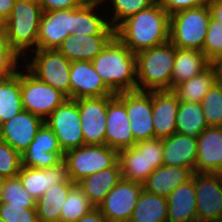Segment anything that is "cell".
Returning <instances> with one entry per match:
<instances>
[{
	"mask_svg": "<svg viewBox=\"0 0 222 222\" xmlns=\"http://www.w3.org/2000/svg\"><path fill=\"white\" fill-rule=\"evenodd\" d=\"M170 15L156 0L151 6L123 21L115 36L133 54L169 42Z\"/></svg>",
	"mask_w": 222,
	"mask_h": 222,
	"instance_id": "6da1fadb",
	"label": "cell"
},
{
	"mask_svg": "<svg viewBox=\"0 0 222 222\" xmlns=\"http://www.w3.org/2000/svg\"><path fill=\"white\" fill-rule=\"evenodd\" d=\"M91 62L114 94L137 90L136 54L116 36Z\"/></svg>",
	"mask_w": 222,
	"mask_h": 222,
	"instance_id": "7a4b0ae2",
	"label": "cell"
},
{
	"mask_svg": "<svg viewBox=\"0 0 222 222\" xmlns=\"http://www.w3.org/2000/svg\"><path fill=\"white\" fill-rule=\"evenodd\" d=\"M42 13L38 2L16 0L11 15L0 25L10 46L21 57H27V52L37 50Z\"/></svg>",
	"mask_w": 222,
	"mask_h": 222,
	"instance_id": "3957f363",
	"label": "cell"
},
{
	"mask_svg": "<svg viewBox=\"0 0 222 222\" xmlns=\"http://www.w3.org/2000/svg\"><path fill=\"white\" fill-rule=\"evenodd\" d=\"M176 46L170 41L136 54L137 90H171Z\"/></svg>",
	"mask_w": 222,
	"mask_h": 222,
	"instance_id": "277c9868",
	"label": "cell"
},
{
	"mask_svg": "<svg viewBox=\"0 0 222 222\" xmlns=\"http://www.w3.org/2000/svg\"><path fill=\"white\" fill-rule=\"evenodd\" d=\"M118 160L123 179L144 184L154 170L164 165L162 139L136 142L134 146L120 150Z\"/></svg>",
	"mask_w": 222,
	"mask_h": 222,
	"instance_id": "5b68a950",
	"label": "cell"
},
{
	"mask_svg": "<svg viewBox=\"0 0 222 222\" xmlns=\"http://www.w3.org/2000/svg\"><path fill=\"white\" fill-rule=\"evenodd\" d=\"M210 17L208 5L172 14L169 41L179 49H196L203 52Z\"/></svg>",
	"mask_w": 222,
	"mask_h": 222,
	"instance_id": "8992f818",
	"label": "cell"
},
{
	"mask_svg": "<svg viewBox=\"0 0 222 222\" xmlns=\"http://www.w3.org/2000/svg\"><path fill=\"white\" fill-rule=\"evenodd\" d=\"M31 53V60L23 58V64L28 61L24 67L38 80L71 98V62L58 49H37Z\"/></svg>",
	"mask_w": 222,
	"mask_h": 222,
	"instance_id": "52a82bcc",
	"label": "cell"
},
{
	"mask_svg": "<svg viewBox=\"0 0 222 222\" xmlns=\"http://www.w3.org/2000/svg\"><path fill=\"white\" fill-rule=\"evenodd\" d=\"M63 161L69 179L77 184L93 173L112 167L118 161V151L106 144H84L66 151Z\"/></svg>",
	"mask_w": 222,
	"mask_h": 222,
	"instance_id": "ba28073f",
	"label": "cell"
},
{
	"mask_svg": "<svg viewBox=\"0 0 222 222\" xmlns=\"http://www.w3.org/2000/svg\"><path fill=\"white\" fill-rule=\"evenodd\" d=\"M67 98L61 91L38 80L27 69L21 70V99L24 110L46 120Z\"/></svg>",
	"mask_w": 222,
	"mask_h": 222,
	"instance_id": "9c48e42d",
	"label": "cell"
},
{
	"mask_svg": "<svg viewBox=\"0 0 222 222\" xmlns=\"http://www.w3.org/2000/svg\"><path fill=\"white\" fill-rule=\"evenodd\" d=\"M79 106L76 99L67 98L44 123L54 132L65 153L84 145Z\"/></svg>",
	"mask_w": 222,
	"mask_h": 222,
	"instance_id": "30bf717a",
	"label": "cell"
},
{
	"mask_svg": "<svg viewBox=\"0 0 222 222\" xmlns=\"http://www.w3.org/2000/svg\"><path fill=\"white\" fill-rule=\"evenodd\" d=\"M196 190L197 222L222 219L221 173H193Z\"/></svg>",
	"mask_w": 222,
	"mask_h": 222,
	"instance_id": "8fae6325",
	"label": "cell"
},
{
	"mask_svg": "<svg viewBox=\"0 0 222 222\" xmlns=\"http://www.w3.org/2000/svg\"><path fill=\"white\" fill-rule=\"evenodd\" d=\"M124 104L135 142L154 138L152 91H128L115 94Z\"/></svg>",
	"mask_w": 222,
	"mask_h": 222,
	"instance_id": "7c38bea8",
	"label": "cell"
},
{
	"mask_svg": "<svg viewBox=\"0 0 222 222\" xmlns=\"http://www.w3.org/2000/svg\"><path fill=\"white\" fill-rule=\"evenodd\" d=\"M143 184L122 179L98 205L107 222H129Z\"/></svg>",
	"mask_w": 222,
	"mask_h": 222,
	"instance_id": "4fadbf2b",
	"label": "cell"
},
{
	"mask_svg": "<svg viewBox=\"0 0 222 222\" xmlns=\"http://www.w3.org/2000/svg\"><path fill=\"white\" fill-rule=\"evenodd\" d=\"M21 158L24 167L46 169L62 163L64 152L54 132L44 123Z\"/></svg>",
	"mask_w": 222,
	"mask_h": 222,
	"instance_id": "5bb4252c",
	"label": "cell"
},
{
	"mask_svg": "<svg viewBox=\"0 0 222 222\" xmlns=\"http://www.w3.org/2000/svg\"><path fill=\"white\" fill-rule=\"evenodd\" d=\"M114 95L76 99L84 144L104 145L108 102Z\"/></svg>",
	"mask_w": 222,
	"mask_h": 222,
	"instance_id": "9a60e30c",
	"label": "cell"
},
{
	"mask_svg": "<svg viewBox=\"0 0 222 222\" xmlns=\"http://www.w3.org/2000/svg\"><path fill=\"white\" fill-rule=\"evenodd\" d=\"M71 34H74V8L43 12L37 49H58Z\"/></svg>",
	"mask_w": 222,
	"mask_h": 222,
	"instance_id": "2e32d148",
	"label": "cell"
},
{
	"mask_svg": "<svg viewBox=\"0 0 222 222\" xmlns=\"http://www.w3.org/2000/svg\"><path fill=\"white\" fill-rule=\"evenodd\" d=\"M43 124L41 117L23 110L0 125V139L22 155Z\"/></svg>",
	"mask_w": 222,
	"mask_h": 222,
	"instance_id": "e0dca14e",
	"label": "cell"
},
{
	"mask_svg": "<svg viewBox=\"0 0 222 222\" xmlns=\"http://www.w3.org/2000/svg\"><path fill=\"white\" fill-rule=\"evenodd\" d=\"M105 144L118 152L136 144L125 104L114 95L108 102Z\"/></svg>",
	"mask_w": 222,
	"mask_h": 222,
	"instance_id": "ac0fdd59",
	"label": "cell"
},
{
	"mask_svg": "<svg viewBox=\"0 0 222 222\" xmlns=\"http://www.w3.org/2000/svg\"><path fill=\"white\" fill-rule=\"evenodd\" d=\"M71 99L115 95L95 71L91 61H74L70 66Z\"/></svg>",
	"mask_w": 222,
	"mask_h": 222,
	"instance_id": "d6986e66",
	"label": "cell"
},
{
	"mask_svg": "<svg viewBox=\"0 0 222 222\" xmlns=\"http://www.w3.org/2000/svg\"><path fill=\"white\" fill-rule=\"evenodd\" d=\"M195 173H222V127L209 126L197 137Z\"/></svg>",
	"mask_w": 222,
	"mask_h": 222,
	"instance_id": "ffe728a7",
	"label": "cell"
},
{
	"mask_svg": "<svg viewBox=\"0 0 222 222\" xmlns=\"http://www.w3.org/2000/svg\"><path fill=\"white\" fill-rule=\"evenodd\" d=\"M180 101L172 90L152 91L154 138H167L176 133Z\"/></svg>",
	"mask_w": 222,
	"mask_h": 222,
	"instance_id": "44dd1931",
	"label": "cell"
},
{
	"mask_svg": "<svg viewBox=\"0 0 222 222\" xmlns=\"http://www.w3.org/2000/svg\"><path fill=\"white\" fill-rule=\"evenodd\" d=\"M17 176L24 189L36 201L56 184L66 183L69 180L64 161L57 166L46 169H35L22 166Z\"/></svg>",
	"mask_w": 222,
	"mask_h": 222,
	"instance_id": "7402d4cb",
	"label": "cell"
},
{
	"mask_svg": "<svg viewBox=\"0 0 222 222\" xmlns=\"http://www.w3.org/2000/svg\"><path fill=\"white\" fill-rule=\"evenodd\" d=\"M115 37V35L71 34L58 47L70 61H92Z\"/></svg>",
	"mask_w": 222,
	"mask_h": 222,
	"instance_id": "603a6c76",
	"label": "cell"
},
{
	"mask_svg": "<svg viewBox=\"0 0 222 222\" xmlns=\"http://www.w3.org/2000/svg\"><path fill=\"white\" fill-rule=\"evenodd\" d=\"M162 142L164 165L188 168L195 172L197 138L176 132L163 138Z\"/></svg>",
	"mask_w": 222,
	"mask_h": 222,
	"instance_id": "cb8c5ba5",
	"label": "cell"
},
{
	"mask_svg": "<svg viewBox=\"0 0 222 222\" xmlns=\"http://www.w3.org/2000/svg\"><path fill=\"white\" fill-rule=\"evenodd\" d=\"M166 199L167 222H197L196 190L193 178L178 186Z\"/></svg>",
	"mask_w": 222,
	"mask_h": 222,
	"instance_id": "d4e9b609",
	"label": "cell"
},
{
	"mask_svg": "<svg viewBox=\"0 0 222 222\" xmlns=\"http://www.w3.org/2000/svg\"><path fill=\"white\" fill-rule=\"evenodd\" d=\"M119 160L112 166L93 173L78 182L88 200L95 206L104 200L107 194L122 180Z\"/></svg>",
	"mask_w": 222,
	"mask_h": 222,
	"instance_id": "484cf974",
	"label": "cell"
},
{
	"mask_svg": "<svg viewBox=\"0 0 222 222\" xmlns=\"http://www.w3.org/2000/svg\"><path fill=\"white\" fill-rule=\"evenodd\" d=\"M193 173L188 168L161 165L150 174L143 189L167 198L178 186L190 180Z\"/></svg>",
	"mask_w": 222,
	"mask_h": 222,
	"instance_id": "4316f807",
	"label": "cell"
},
{
	"mask_svg": "<svg viewBox=\"0 0 222 222\" xmlns=\"http://www.w3.org/2000/svg\"><path fill=\"white\" fill-rule=\"evenodd\" d=\"M210 66L202 51L176 47L175 62L171 75V90L179 83L200 75Z\"/></svg>",
	"mask_w": 222,
	"mask_h": 222,
	"instance_id": "83f0119b",
	"label": "cell"
},
{
	"mask_svg": "<svg viewBox=\"0 0 222 222\" xmlns=\"http://www.w3.org/2000/svg\"><path fill=\"white\" fill-rule=\"evenodd\" d=\"M75 185L70 179L56 184L36 201L38 222H60V212L70 189Z\"/></svg>",
	"mask_w": 222,
	"mask_h": 222,
	"instance_id": "f1b7e54d",
	"label": "cell"
},
{
	"mask_svg": "<svg viewBox=\"0 0 222 222\" xmlns=\"http://www.w3.org/2000/svg\"><path fill=\"white\" fill-rule=\"evenodd\" d=\"M23 110L20 69L12 76L0 78V125Z\"/></svg>",
	"mask_w": 222,
	"mask_h": 222,
	"instance_id": "f546056e",
	"label": "cell"
},
{
	"mask_svg": "<svg viewBox=\"0 0 222 222\" xmlns=\"http://www.w3.org/2000/svg\"><path fill=\"white\" fill-rule=\"evenodd\" d=\"M166 197L142 190L129 222H167Z\"/></svg>",
	"mask_w": 222,
	"mask_h": 222,
	"instance_id": "4dcf8cb0",
	"label": "cell"
},
{
	"mask_svg": "<svg viewBox=\"0 0 222 222\" xmlns=\"http://www.w3.org/2000/svg\"><path fill=\"white\" fill-rule=\"evenodd\" d=\"M97 9L99 8L86 6L74 8V34L115 35V29L109 24L108 16L104 18V15L97 13Z\"/></svg>",
	"mask_w": 222,
	"mask_h": 222,
	"instance_id": "1f68e13d",
	"label": "cell"
},
{
	"mask_svg": "<svg viewBox=\"0 0 222 222\" xmlns=\"http://www.w3.org/2000/svg\"><path fill=\"white\" fill-rule=\"evenodd\" d=\"M209 127L204 116L201 103L180 101L176 117V132L191 138Z\"/></svg>",
	"mask_w": 222,
	"mask_h": 222,
	"instance_id": "d6a6232c",
	"label": "cell"
},
{
	"mask_svg": "<svg viewBox=\"0 0 222 222\" xmlns=\"http://www.w3.org/2000/svg\"><path fill=\"white\" fill-rule=\"evenodd\" d=\"M215 83L214 71L209 66L200 75L176 85L172 91L177 95L179 101L201 103L204 96Z\"/></svg>",
	"mask_w": 222,
	"mask_h": 222,
	"instance_id": "836d02e7",
	"label": "cell"
},
{
	"mask_svg": "<svg viewBox=\"0 0 222 222\" xmlns=\"http://www.w3.org/2000/svg\"><path fill=\"white\" fill-rule=\"evenodd\" d=\"M95 206L85 196L83 190L75 184L68 193L61 208L60 222H77L82 216L89 213Z\"/></svg>",
	"mask_w": 222,
	"mask_h": 222,
	"instance_id": "e575fe53",
	"label": "cell"
},
{
	"mask_svg": "<svg viewBox=\"0 0 222 222\" xmlns=\"http://www.w3.org/2000/svg\"><path fill=\"white\" fill-rule=\"evenodd\" d=\"M156 0H109L112 5V16L108 18L109 24L116 29L123 21L139 11L148 8ZM110 19V20H109Z\"/></svg>",
	"mask_w": 222,
	"mask_h": 222,
	"instance_id": "d590c367",
	"label": "cell"
},
{
	"mask_svg": "<svg viewBox=\"0 0 222 222\" xmlns=\"http://www.w3.org/2000/svg\"><path fill=\"white\" fill-rule=\"evenodd\" d=\"M209 126L222 127V85L215 83L201 101Z\"/></svg>",
	"mask_w": 222,
	"mask_h": 222,
	"instance_id": "8d00e7d4",
	"label": "cell"
},
{
	"mask_svg": "<svg viewBox=\"0 0 222 222\" xmlns=\"http://www.w3.org/2000/svg\"><path fill=\"white\" fill-rule=\"evenodd\" d=\"M1 201L24 209L36 208V200L24 189L18 176L6 178Z\"/></svg>",
	"mask_w": 222,
	"mask_h": 222,
	"instance_id": "74e56055",
	"label": "cell"
},
{
	"mask_svg": "<svg viewBox=\"0 0 222 222\" xmlns=\"http://www.w3.org/2000/svg\"><path fill=\"white\" fill-rule=\"evenodd\" d=\"M22 57L10 46L0 27V78L12 76L20 69Z\"/></svg>",
	"mask_w": 222,
	"mask_h": 222,
	"instance_id": "f35d334b",
	"label": "cell"
},
{
	"mask_svg": "<svg viewBox=\"0 0 222 222\" xmlns=\"http://www.w3.org/2000/svg\"><path fill=\"white\" fill-rule=\"evenodd\" d=\"M22 167L21 154L0 140V176L16 177Z\"/></svg>",
	"mask_w": 222,
	"mask_h": 222,
	"instance_id": "ab89813d",
	"label": "cell"
},
{
	"mask_svg": "<svg viewBox=\"0 0 222 222\" xmlns=\"http://www.w3.org/2000/svg\"><path fill=\"white\" fill-rule=\"evenodd\" d=\"M203 53L210 62L222 55V23L212 17H210Z\"/></svg>",
	"mask_w": 222,
	"mask_h": 222,
	"instance_id": "60d3db41",
	"label": "cell"
},
{
	"mask_svg": "<svg viewBox=\"0 0 222 222\" xmlns=\"http://www.w3.org/2000/svg\"><path fill=\"white\" fill-rule=\"evenodd\" d=\"M0 218L5 222H38L36 208L24 209L6 202H0Z\"/></svg>",
	"mask_w": 222,
	"mask_h": 222,
	"instance_id": "b9f144b4",
	"label": "cell"
},
{
	"mask_svg": "<svg viewBox=\"0 0 222 222\" xmlns=\"http://www.w3.org/2000/svg\"><path fill=\"white\" fill-rule=\"evenodd\" d=\"M160 6L171 16L172 14L191 8L207 5L209 0H157Z\"/></svg>",
	"mask_w": 222,
	"mask_h": 222,
	"instance_id": "7bdbcfd3",
	"label": "cell"
},
{
	"mask_svg": "<svg viewBox=\"0 0 222 222\" xmlns=\"http://www.w3.org/2000/svg\"><path fill=\"white\" fill-rule=\"evenodd\" d=\"M43 12L66 10L79 7L78 0H39Z\"/></svg>",
	"mask_w": 222,
	"mask_h": 222,
	"instance_id": "ee69618b",
	"label": "cell"
},
{
	"mask_svg": "<svg viewBox=\"0 0 222 222\" xmlns=\"http://www.w3.org/2000/svg\"><path fill=\"white\" fill-rule=\"evenodd\" d=\"M16 0H0V25L11 15Z\"/></svg>",
	"mask_w": 222,
	"mask_h": 222,
	"instance_id": "f6af8a7d",
	"label": "cell"
},
{
	"mask_svg": "<svg viewBox=\"0 0 222 222\" xmlns=\"http://www.w3.org/2000/svg\"><path fill=\"white\" fill-rule=\"evenodd\" d=\"M208 7L211 17L222 23V0H209Z\"/></svg>",
	"mask_w": 222,
	"mask_h": 222,
	"instance_id": "bcb514c9",
	"label": "cell"
},
{
	"mask_svg": "<svg viewBox=\"0 0 222 222\" xmlns=\"http://www.w3.org/2000/svg\"><path fill=\"white\" fill-rule=\"evenodd\" d=\"M77 222H107L100 210L95 207L89 213L82 216Z\"/></svg>",
	"mask_w": 222,
	"mask_h": 222,
	"instance_id": "7dc6e473",
	"label": "cell"
},
{
	"mask_svg": "<svg viewBox=\"0 0 222 222\" xmlns=\"http://www.w3.org/2000/svg\"><path fill=\"white\" fill-rule=\"evenodd\" d=\"M210 66L214 71L216 83L222 85V55L213 59Z\"/></svg>",
	"mask_w": 222,
	"mask_h": 222,
	"instance_id": "c3c4849f",
	"label": "cell"
},
{
	"mask_svg": "<svg viewBox=\"0 0 222 222\" xmlns=\"http://www.w3.org/2000/svg\"><path fill=\"white\" fill-rule=\"evenodd\" d=\"M109 0H78L80 6L100 8L101 4L105 6ZM100 6V7H99Z\"/></svg>",
	"mask_w": 222,
	"mask_h": 222,
	"instance_id": "681fc988",
	"label": "cell"
},
{
	"mask_svg": "<svg viewBox=\"0 0 222 222\" xmlns=\"http://www.w3.org/2000/svg\"><path fill=\"white\" fill-rule=\"evenodd\" d=\"M5 182H6V178L0 176V202H1V199H2V193H3Z\"/></svg>",
	"mask_w": 222,
	"mask_h": 222,
	"instance_id": "f907efd6",
	"label": "cell"
}]
</instances>
